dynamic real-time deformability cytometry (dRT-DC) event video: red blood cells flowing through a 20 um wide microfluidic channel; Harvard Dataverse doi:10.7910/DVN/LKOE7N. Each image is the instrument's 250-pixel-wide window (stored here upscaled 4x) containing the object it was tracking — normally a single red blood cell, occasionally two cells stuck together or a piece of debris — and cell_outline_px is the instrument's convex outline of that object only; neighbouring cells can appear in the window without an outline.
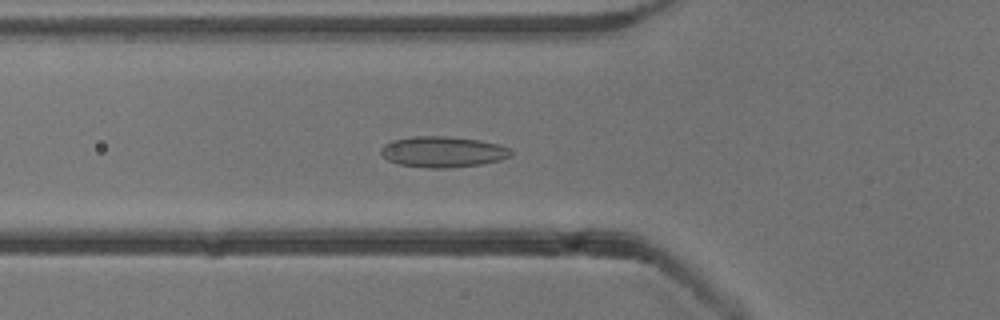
{"species": "common noctule bat (a hibernating species)", "species_latin": "Nyctalus noctula", "temperature_condition": "cold", "stored_images_in_passage": 39, "camera_frame_rate_fps": 3000, "um_per_image_px": 0.085, "animal": {"sex": "male", "body_mass_g": 13.3}, "frame": {"image": 1, "passage_image": 4, "time_ms": 1.0, "image_size_px": [1000, 320], "cell_outline_px": [[512, 156], [500, 160], [480, 164], [448, 168], [428, 168], [400, 164], [388, 160], [380, 152], [380, 148], [384, 144], [392, 140], [416, 136], [448, 136], [480, 140], [500, 144], [508, 148], [512, 152]], "centroid_in_image_um": [37.65, 12.9], "position_along_channel_um": 88.1, "area_um2": 23.41}}
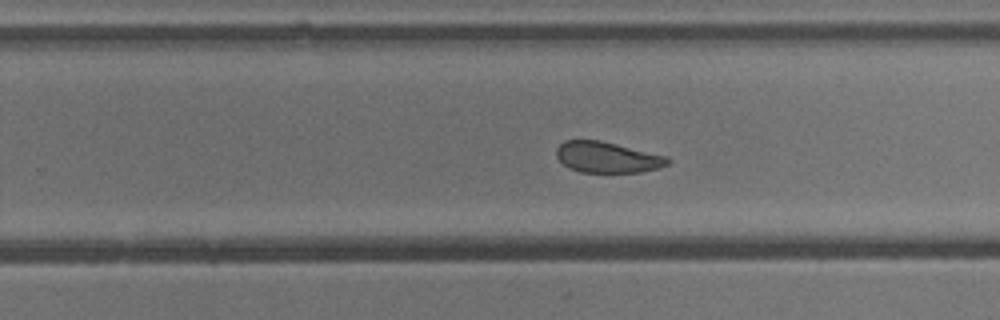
{"frame": {"image": 2, "passage_image": 19, "time_ms": 6.0, "image_size_px": [1000, 320], "cell_outline_px": [[672, 160], [668, 164], [660, 168], [640, 172], [580, 172], [564, 164], [556, 156], [556, 148], [564, 140], [600, 140], [668, 156]], "centroid_in_image_um": [51.66, 13.36], "position_along_channel_um": 278.1, "area_um2": 20.06}}
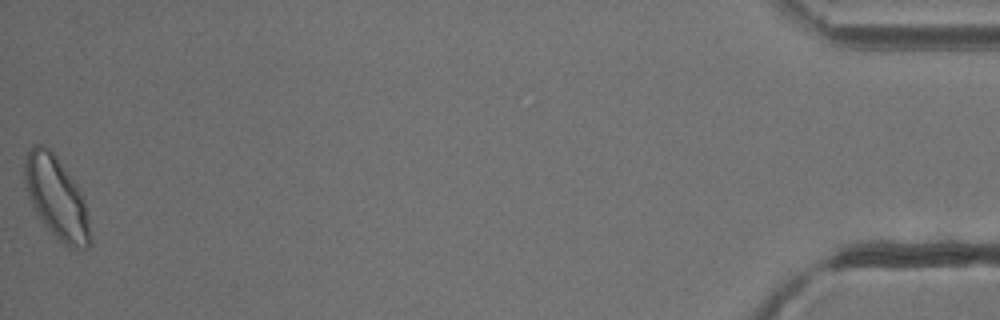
{"frame": {"image": 3, "passage_image": 39, "time_ms": 12.667, "image_size_px": [1000, 320], "cell_outline_px": [[92, 244], [88, 248], [80, 252], [68, 252], [36, 216], [32, 208], [24, 180], [24, 164], [28, 152], [32, 144], [44, 144], [56, 156], [76, 180], [84, 200], [88, 216], [92, 240]], "centroid_in_image_um": [4.84, 16.91], "position_along_channel_um": 430.4, "area_um2": 32.66}, "authors_computed_cell_mechanics": {"area_um2": 22.4264, "velocity_mm_per_s": 3.8006, "shape_relaxation_time_tau1_ms": 7.3018, "shape_relaxation_time_tau2_ms": 1.8434, "deformation_change_tau1": 0.0953, "deformation_change_tau2": 0.0787}}